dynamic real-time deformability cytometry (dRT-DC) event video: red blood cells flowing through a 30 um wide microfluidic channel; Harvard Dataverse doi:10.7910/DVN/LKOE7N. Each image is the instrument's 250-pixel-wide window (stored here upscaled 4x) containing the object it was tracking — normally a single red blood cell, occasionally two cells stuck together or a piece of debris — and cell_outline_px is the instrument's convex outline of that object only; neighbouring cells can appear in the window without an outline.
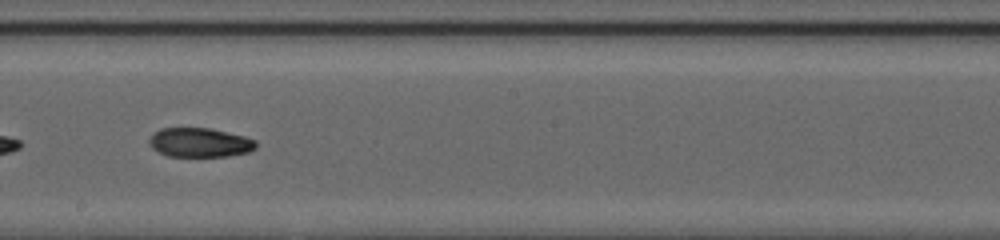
{"species": "common noctule bat (a hibernating species)", "species_latin": "Nyctalus noctula", "temperature_condition": "cold", "stored_images_in_passage": 52, "segment_of_instrument_passage": [2, 2], "camera_frame_rate_fps": 3000, "um_per_image_px": 0.085, "animal": {"sex": "female", "body_mass_g": 20.0, "forearm_length_mm": 54.0}, "frame": {"image": 1, "passage_image": 33, "time_ms": 10.667, "image_size_px": [1000, 240], "cell_outline_px": [[256, 148], [248, 152], [228, 156], [168, 156], [152, 148], [148, 144], [148, 140], [160, 128], [208, 128], [244, 136], [256, 140]], "centroid_in_image_um": [16.98, 12.11], "position_along_channel_um": 231.2, "area_um2": 18.03}}
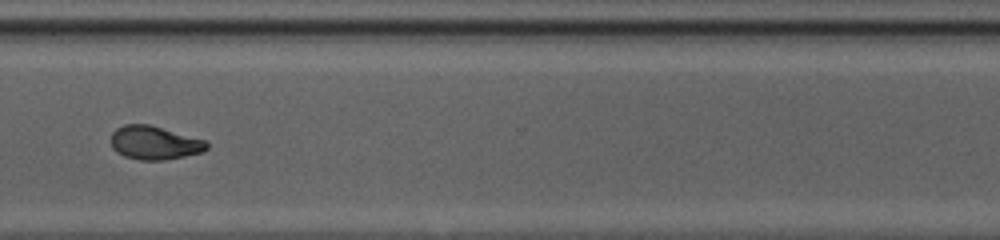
{"frame": {"image": 2, "passage_image": 42, "time_ms": 13.667, "image_size_px": [1000, 240], "cell_outline_px": [[208, 148], [204, 152], [164, 160], [140, 160], [124, 156], [116, 152], [112, 148], [112, 132], [116, 128], [124, 124], [148, 124], [208, 140]], "centroid_in_image_um": [13.16, 12.13], "position_along_channel_um": 357.4, "area_um2": 18.9}}